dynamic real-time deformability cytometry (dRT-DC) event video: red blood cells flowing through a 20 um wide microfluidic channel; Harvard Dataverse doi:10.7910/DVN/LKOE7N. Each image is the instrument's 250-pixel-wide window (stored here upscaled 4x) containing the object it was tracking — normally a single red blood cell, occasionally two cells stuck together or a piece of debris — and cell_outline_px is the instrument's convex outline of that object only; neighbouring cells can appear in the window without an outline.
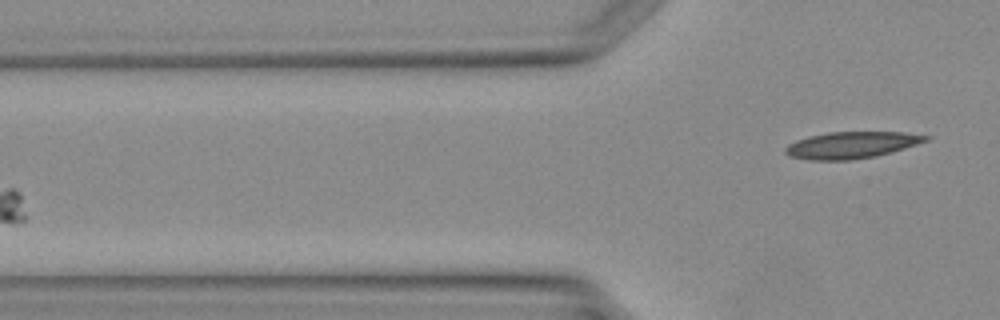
{"species": "Egyptian fruit bat (a non-hibernating species)", "species_latin": "Rousettus aegyptiacus", "temperature_condition": "warm", "stored_images_in_passage": 3, "segment_of_instrument_passage": [2, 2], "camera_frame_rate_fps": 3000, "um_per_image_px": 0.085, "animal": {"sex": "female"}, "frame": {"image": 1, "passage_image": 3, "time_ms": 2.667, "image_size_px": [1000, 320], "cell_outline_px": [[932, 136], [928, 140], [892, 152], [876, 156], [848, 160], [808, 160], [788, 156], [784, 152], [784, 148], [788, 144], [796, 140], [828, 132], [904, 132]], "centroid_in_image_um": [72.36, 12.33], "position_along_channel_um": 53.4, "area_um2": 21.79}}